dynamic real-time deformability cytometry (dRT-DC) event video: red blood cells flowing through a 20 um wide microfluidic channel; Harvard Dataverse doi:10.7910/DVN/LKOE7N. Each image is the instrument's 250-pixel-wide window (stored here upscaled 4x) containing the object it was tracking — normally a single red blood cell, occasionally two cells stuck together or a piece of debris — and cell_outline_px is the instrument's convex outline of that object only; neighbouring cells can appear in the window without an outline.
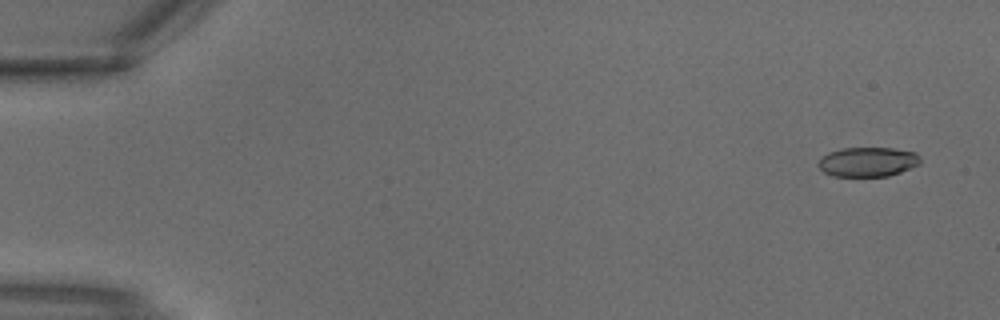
{"species": "common noctule bat (a hibernating species)", "species_latin": "Nyctalus noctula", "temperature_condition": "warm", "stored_images_in_passage": 2, "segment_of_instrument_passage": [2, 2], "camera_frame_rate_fps": 3000, "um_per_image_px": 0.085, "animal": {"sex": "male", "body_mass_g": 18.8}, "frame": {"image": 1, "passage_image": 2, "time_ms": 0.333, "image_size_px": [1000, 320], "cell_outline_px": [[920, 164], [900, 172], [888, 176], [832, 176], [824, 172], [816, 164], [820, 156], [828, 152], [840, 148], [892, 148], [916, 152], [920, 156]], "centroid_in_image_um": [73.72, 13.75], "position_along_channel_um": 11.3, "area_um2": 17.74}}